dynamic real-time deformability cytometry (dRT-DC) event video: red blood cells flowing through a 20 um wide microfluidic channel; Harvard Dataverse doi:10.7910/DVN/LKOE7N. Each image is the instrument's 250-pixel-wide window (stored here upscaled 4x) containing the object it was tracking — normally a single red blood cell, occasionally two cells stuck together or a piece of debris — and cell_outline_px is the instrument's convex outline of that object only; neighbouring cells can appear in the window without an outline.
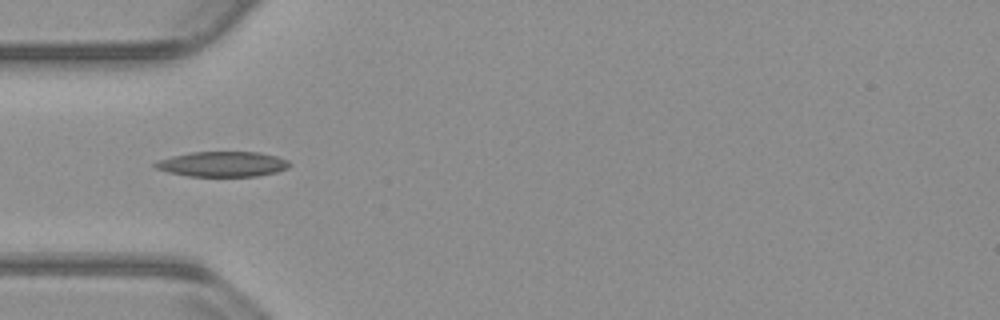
{"species": "common noctule bat (a hibernating species)", "species_latin": "Nyctalus noctula", "temperature_condition": "warm", "stored_images_in_passage": 39, "camera_frame_rate_fps": 3000, "um_per_image_px": 0.085, "animal": {"sex": "male", "body_mass_g": 23.1, "forearm_length_mm": 52.7}, "frame": {"image": 1, "passage_image": 3, "time_ms": 0.667, "image_size_px": [1000, 320], "cell_outline_px": [[292, 164], [288, 168], [276, 172], [256, 176], [188, 176], [168, 172], [156, 168], [152, 164], [156, 160], [172, 156], [192, 152], [260, 152], [276, 156], [288, 160]], "centroid_in_image_um": [18.92, 13.94], "position_along_channel_um": 66.1, "area_um2": 19.77}}
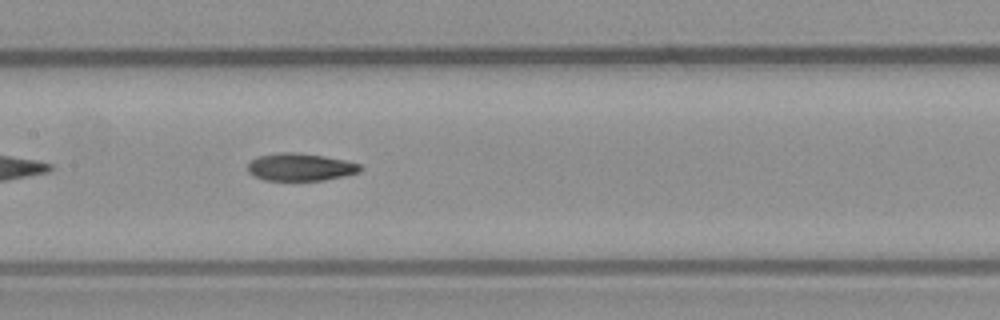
{"frame": {"image": 2, "passage_image": 12, "time_ms": 3.667, "image_size_px": [1000, 320], "cell_outline_px": [[364, 168], [360, 172], [344, 176], [324, 180], [264, 180], [248, 172], [248, 164], [256, 156], [280, 152], [296, 152], [324, 156], [344, 160], [360, 164]], "centroid_in_image_um": [25.55, 14.19], "position_along_channel_um": 181.9, "area_um2": 18.09}}
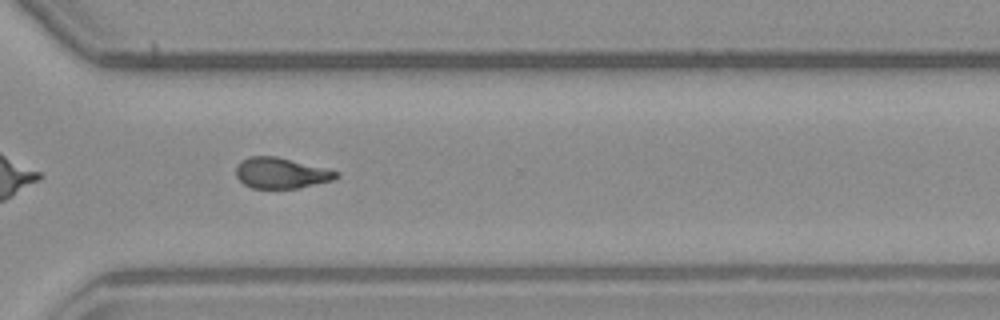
{"frame": {"image": 3, "passage_image": 25, "time_ms": 8.0, "image_size_px": [1000, 320], "cell_outline_px": [[340, 176], [332, 180], [296, 188], [252, 188], [244, 184], [236, 176], [236, 168], [240, 160], [248, 156], [276, 156], [340, 172]], "centroid_in_image_um": [23.86, 14.7], "position_along_channel_um": 346.7, "area_um2": 17.8}, "authors_computed_cell_mechanics": {"area_um2": 18.496, "velocity_mm_per_s": 3.8184, "shape_relaxation_time_tau1_ms": null, "shape_relaxation_time_tau2_ms": 4.5021, "deformation_change_tau1": null, "deformation_change_tau2": 0.1296}}